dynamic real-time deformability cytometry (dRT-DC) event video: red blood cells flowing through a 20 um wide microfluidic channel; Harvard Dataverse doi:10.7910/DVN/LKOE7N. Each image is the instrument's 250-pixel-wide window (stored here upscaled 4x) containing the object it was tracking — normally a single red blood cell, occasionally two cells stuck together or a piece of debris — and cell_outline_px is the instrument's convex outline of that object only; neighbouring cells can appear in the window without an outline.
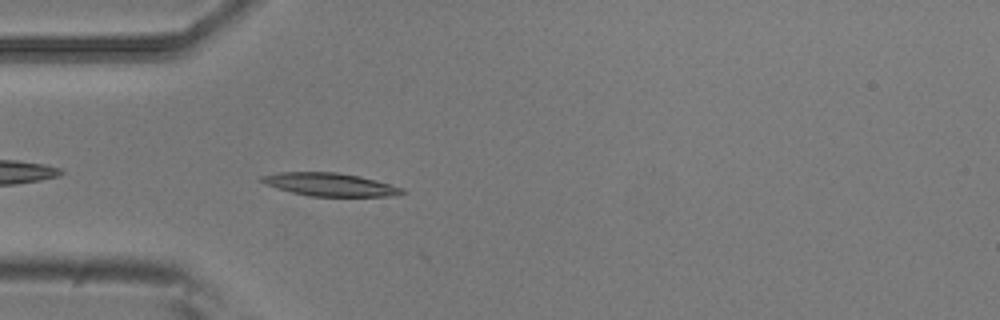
{"species": "common noctule bat (a hibernating species)", "species_latin": "Nyctalus noctula", "temperature_condition": "room temperature", "stored_images_in_passage": 5, "camera_frame_rate_fps": 3000, "um_per_image_px": 0.085, "animal": {"sex": "male", "body_mass_g": 20.5, "forearm_length_mm": 52.5}, "frame": {"image": 1, "passage_image": 5, "time_ms": 1.333, "image_size_px": [1000, 320], "cell_outline_px": [[408, 192], [396, 196], [308, 196], [276, 188], [256, 180], [260, 176], [280, 172], [336, 172], [360, 176], [376, 180], [404, 188]], "centroid_in_image_um": [28.05, 15.68], "position_along_channel_um": 56.9, "area_um2": 19.07}}